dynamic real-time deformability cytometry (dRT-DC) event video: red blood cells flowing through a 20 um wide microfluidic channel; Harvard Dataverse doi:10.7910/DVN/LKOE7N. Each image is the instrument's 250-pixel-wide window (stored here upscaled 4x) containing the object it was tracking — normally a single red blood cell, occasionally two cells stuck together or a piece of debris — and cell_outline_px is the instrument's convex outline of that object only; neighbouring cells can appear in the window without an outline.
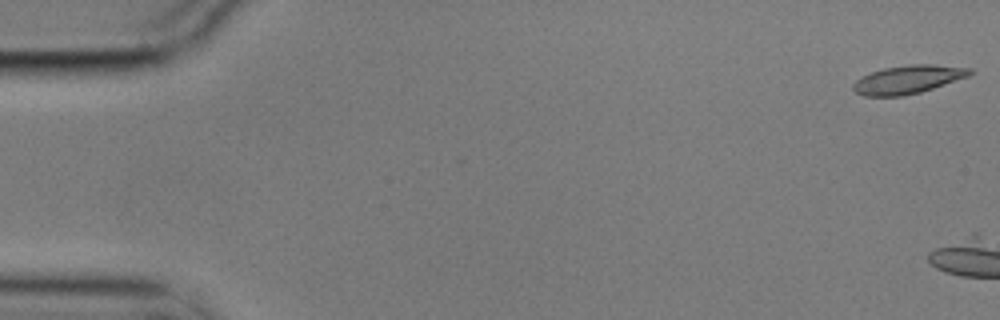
{"species": "common noctule bat (a hibernating species)", "species_latin": "Nyctalus noctula", "temperature_condition": "cold", "stored_images_in_passage": 4, "camera_frame_rate_fps": 3000, "um_per_image_px": 0.085, "animal": {"sex": "male", "body_mass_g": 17.9}, "frame": {"image": 1, "passage_image": 1, "time_ms": 0.0, "image_size_px": [1000, 320], "cell_outline_px": [[972, 72], [968, 76], [920, 92], [904, 96], [864, 96], [856, 92], [852, 88], [852, 84], [856, 80], [872, 72], [884, 68], [908, 64], [932, 64], [972, 68]], "centroid_in_image_um": [77.16, 6.75], "position_along_channel_um": 7.8, "area_um2": 19.07}}